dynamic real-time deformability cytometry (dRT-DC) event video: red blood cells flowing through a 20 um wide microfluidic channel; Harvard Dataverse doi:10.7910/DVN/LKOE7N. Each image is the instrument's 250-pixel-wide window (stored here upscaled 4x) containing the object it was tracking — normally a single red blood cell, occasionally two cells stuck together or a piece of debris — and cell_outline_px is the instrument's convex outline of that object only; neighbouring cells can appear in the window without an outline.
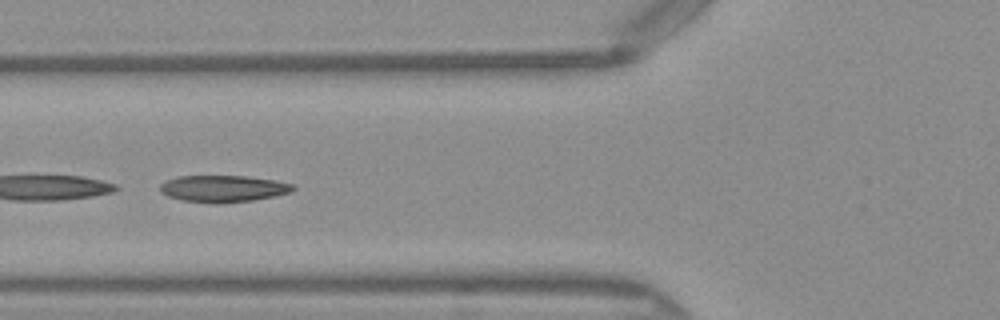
{"species": "Egyptian fruit bat (a non-hibernating species)", "species_latin": "Rousettus aegyptiacus", "temperature_condition": "warm", "stored_images_in_passage": 32, "camera_frame_rate_fps": 3000, "um_per_image_px": 0.085, "frame": {"image": 1, "passage_image": 19, "time_ms": 6.0, "image_size_px": [1000, 320], "cell_outline_px": [[296, 188], [292, 192], [276, 196], [252, 200], [184, 200], [168, 196], [160, 192], [160, 184], [164, 180], [176, 176], [248, 176], [276, 180], [292, 184]], "centroid_in_image_um": [19.0, 15.97], "position_along_channel_um": 106.8, "area_um2": 19.94}}
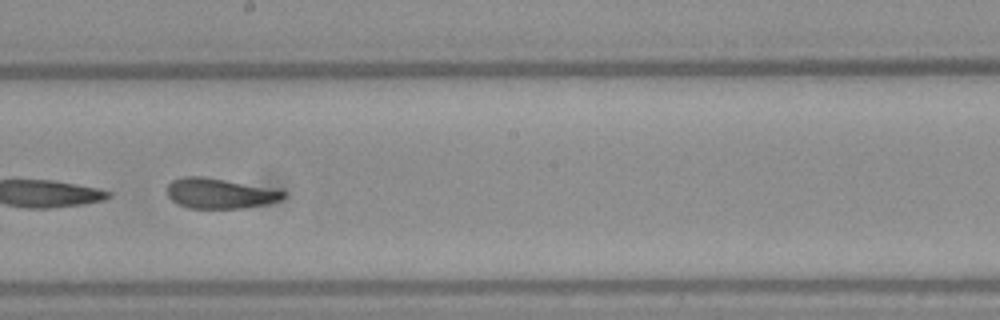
{"frame": {"image": 2, "passage_image": 28, "time_ms": 9.0, "image_size_px": [1000, 320], "cell_outline_px": [[284, 196], [280, 200], [268, 204], [244, 208], [188, 208], [176, 204], [168, 196], [168, 184], [172, 180], [184, 176], [204, 176], [284, 192]], "centroid_in_image_um": [18.59, 16.45], "position_along_channel_um": 229.6, "area_um2": 20.06}}